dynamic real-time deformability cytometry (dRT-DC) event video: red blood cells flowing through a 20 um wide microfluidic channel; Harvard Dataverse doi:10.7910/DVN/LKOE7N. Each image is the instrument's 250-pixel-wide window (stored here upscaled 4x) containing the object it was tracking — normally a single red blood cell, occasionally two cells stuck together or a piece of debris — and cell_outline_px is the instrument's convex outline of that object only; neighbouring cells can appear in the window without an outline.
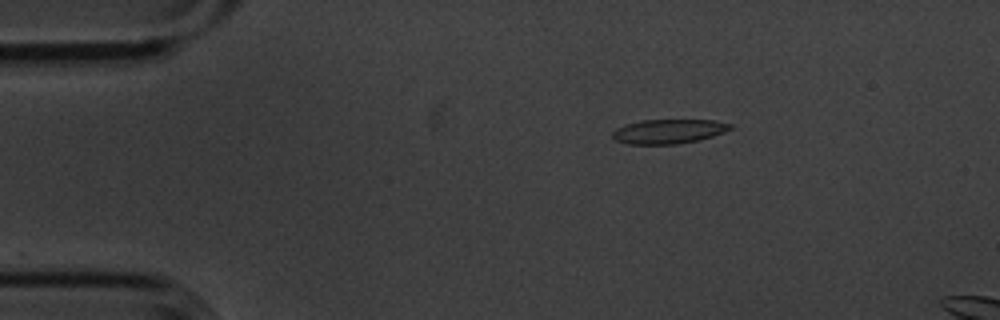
{"species": "common noctule bat (a hibernating species)", "species_latin": "Nyctalus noctula", "temperature_condition": "cold", "stored_images_in_passage": 6, "camera_frame_rate_fps": 3000, "um_per_image_px": 0.085, "animal": {"sex": "male", "body_mass_g": 20.1, "forearm_length_mm": 53.5}, "frame": {"image": 1, "passage_image": 6, "time_ms": 1.667, "image_size_px": [1000, 320], "cell_outline_px": [[732, 128], [724, 132], [712, 136], [696, 140], [676, 144], [628, 144], [616, 140], [612, 136], [612, 132], [616, 128], [628, 124], [644, 120], [716, 120], [732, 124]], "centroid_in_image_um": [56.84, 11.16], "position_along_channel_um": 28.2, "area_um2": 16.53}}